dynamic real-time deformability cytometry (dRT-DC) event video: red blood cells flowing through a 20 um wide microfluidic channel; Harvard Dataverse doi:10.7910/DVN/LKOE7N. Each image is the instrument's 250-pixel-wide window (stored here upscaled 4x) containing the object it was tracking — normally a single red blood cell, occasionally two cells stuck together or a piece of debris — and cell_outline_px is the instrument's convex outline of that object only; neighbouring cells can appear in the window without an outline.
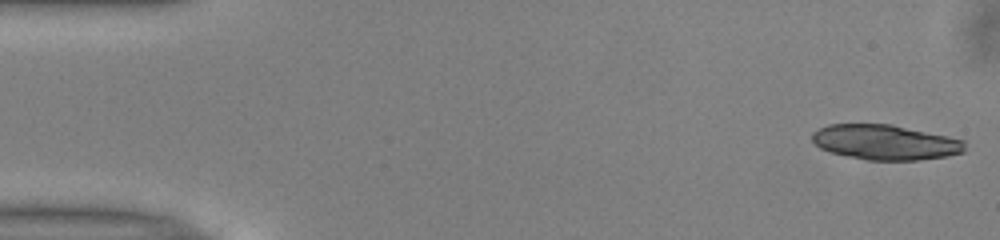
{"species": "common noctule bat (a hibernating species)", "species_latin": "Nyctalus noctula", "temperature_condition": "warm", "stored_images_in_passage": 45, "camera_frame_rate_fps": 3000, "um_per_image_px": 0.085, "animal": {"sex": "male", "body_mass_g": 13.0, "forearm_length_mm": 53.1}, "frame": {"image": 1, "passage_image": 1, "time_ms": 0.0, "image_size_px": [1000, 240], "cell_outline_px": [[964, 152], [944, 156], [920, 160], [868, 160], [828, 152], [820, 148], [812, 140], [812, 132], [828, 124], [892, 124], [948, 136], [964, 140]], "centroid_in_image_um": [75.22, 12.09], "position_along_channel_um": 9.8, "area_um2": 31.15}}
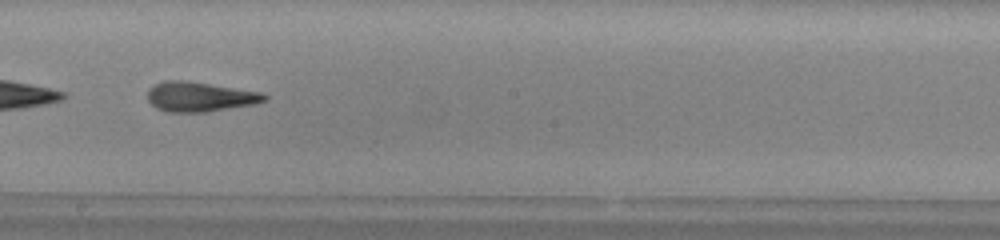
{"frame": {"image": 2, "passage_image": 28, "time_ms": 9.0, "image_size_px": [1000, 240], "cell_outline_px": [[268, 100], [252, 104], [208, 112], [168, 112], [156, 108], [148, 100], [148, 88], [164, 80], [184, 80], [260, 92], [268, 96]], "centroid_in_image_um": [16.96, 8.23], "position_along_channel_um": 231.2, "area_um2": 20.11}, "authors_computed_cell_mechanics": {"area_um2": 20.519, "velocity_mm_per_s": 4.006, "shape_relaxation_time_tau1_ms": 6.5284, "shape_relaxation_time_tau2_ms": 2.8822, "deformation_change_tau1": 0.2246, "deformation_change_tau2": 0.1401}}